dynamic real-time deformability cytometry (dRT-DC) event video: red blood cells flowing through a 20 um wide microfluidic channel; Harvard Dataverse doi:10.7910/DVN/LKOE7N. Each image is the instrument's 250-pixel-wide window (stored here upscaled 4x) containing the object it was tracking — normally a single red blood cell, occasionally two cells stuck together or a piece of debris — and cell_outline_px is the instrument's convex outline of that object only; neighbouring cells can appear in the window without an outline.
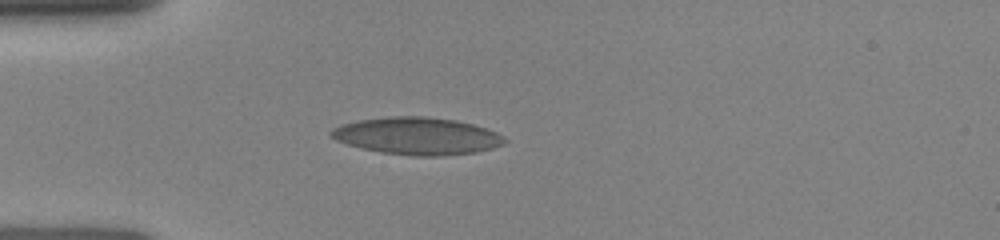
{"species": "human", "species_latin": "Homo sapiens", "temperature_condition": "room temperature", "stored_images_in_passage": 10, "camera_frame_rate_fps": 3000, "um_per_image_px": 0.085, "donor": {"sex": "female"}, "frame": {"image": 1, "passage_image": 4, "time_ms": 3.0, "image_size_px": [1000, 240], "cell_outline_px": [[508, 140], [504, 144], [492, 148], [476, 152], [440, 156], [416, 156], [380, 152], [360, 148], [336, 140], [328, 136], [328, 132], [332, 128], [340, 124], [356, 120], [388, 116], [428, 116], [456, 120], [488, 128], [504, 136]], "centroid_in_image_um": [35.43, 11.55], "position_along_channel_um": 49.6, "area_um2": 38.15}}
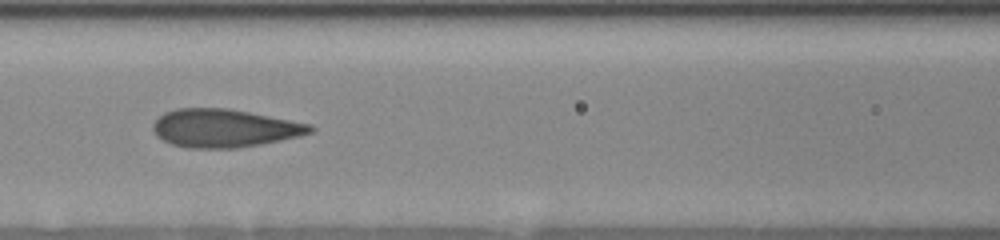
{"frame": {"image": 2, "passage_image": 7, "time_ms": 5.667, "image_size_px": [1000, 240], "cell_outline_px": [[316, 128], [312, 132], [300, 136], [260, 144], [236, 148], [188, 148], [172, 144], [156, 136], [152, 128], [152, 124], [164, 112], [176, 108], [228, 108], [312, 124]], "centroid_in_image_um": [19.06, 10.89], "position_along_channel_um": 147.5, "area_um2": 34.97}}
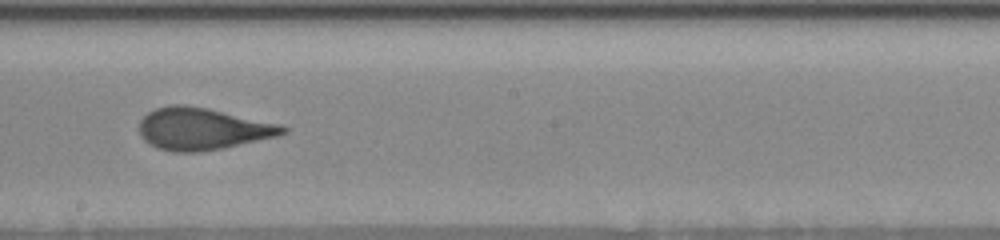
{"frame": {"image": 3, "passage_image": 9, "time_ms": 7.667, "image_size_px": [1000, 240], "cell_outline_px": [[288, 132], [276, 136], [224, 148], [200, 152], [172, 152], [156, 148], [148, 144], [140, 136], [140, 120], [148, 112], [156, 108], [168, 104], [184, 104], [208, 108], [280, 124], [288, 128]], "centroid_in_image_um": [17.18, 10.95], "position_along_channel_um": 231.0, "area_um2": 35.32}}